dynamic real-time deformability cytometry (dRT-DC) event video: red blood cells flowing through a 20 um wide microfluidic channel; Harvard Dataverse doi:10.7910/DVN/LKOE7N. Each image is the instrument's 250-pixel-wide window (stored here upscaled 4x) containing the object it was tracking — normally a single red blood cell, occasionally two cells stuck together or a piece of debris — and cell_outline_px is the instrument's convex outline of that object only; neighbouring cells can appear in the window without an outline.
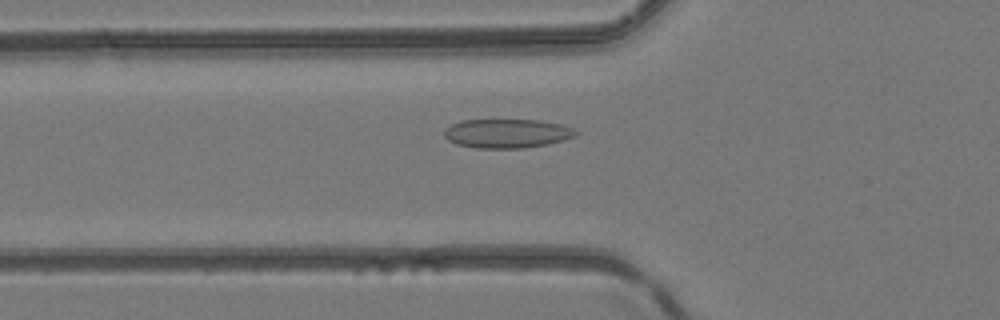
{"species": "common noctule bat (a hibernating species)", "species_latin": "Nyctalus noctula", "temperature_condition": "room temperature", "stored_images_in_passage": 46, "camera_frame_rate_fps": 3000, "um_per_image_px": 0.085, "animal": {"sex": "female", "body_mass_g": 24.6, "forearm_length_mm": 56.2}, "frame": {"image": 1, "passage_image": 16, "time_ms": 5.0, "image_size_px": [1000, 320], "cell_outline_px": [[580, 132], [576, 136], [564, 140], [548, 144], [524, 148], [476, 148], [456, 144], [448, 140], [444, 136], [444, 128], [460, 120], [540, 120], [560, 124], [572, 128]], "centroid_in_image_um": [43.09, 11.34], "position_along_channel_um": 82.7, "area_um2": 22.43}}
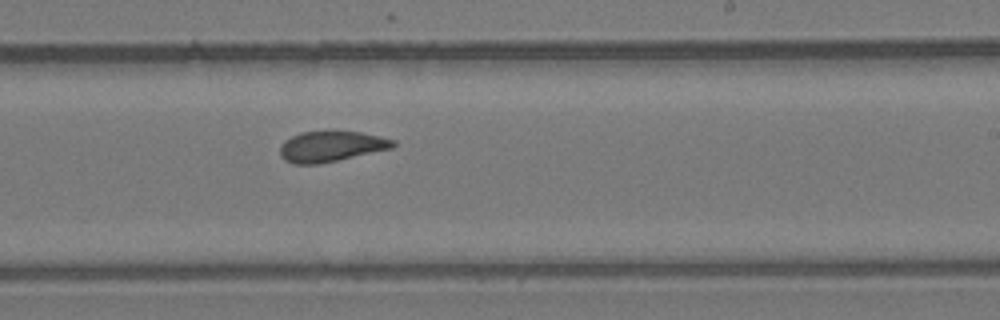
{"frame": {"image": 2, "passage_image": 28, "time_ms": 9.0, "image_size_px": [1000, 320], "cell_outline_px": [[396, 144], [392, 148], [320, 164], [292, 164], [284, 160], [280, 156], [280, 148], [284, 140], [300, 132], [360, 132], [396, 140]], "centroid_in_image_um": [28.12, 12.46], "position_along_channel_um": 260.9, "area_um2": 20.0}}
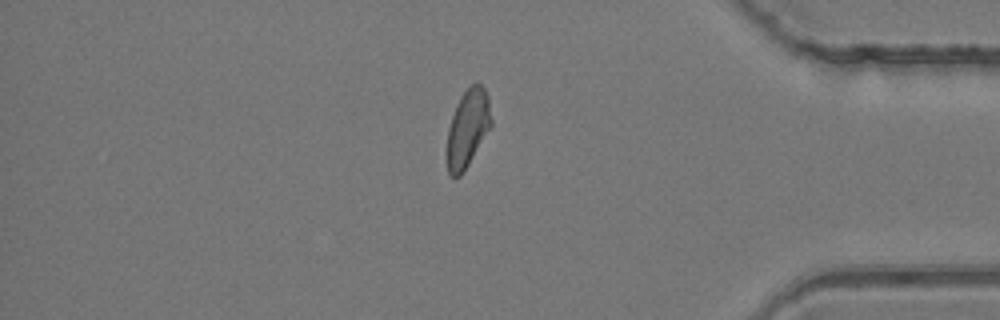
{"frame": {"image": 3, "passage_image": 39, "time_ms": 12.667, "image_size_px": [1000, 320], "cell_outline_px": [[492, 124], [468, 164], [460, 176], [452, 176], [448, 172], [444, 152], [448, 128], [456, 104], [460, 96], [472, 84], [480, 84], [484, 88], [488, 96], [492, 120]], "centroid_in_image_um": [39.71, 10.92], "position_along_channel_um": 395.5, "area_um2": 20.11}}